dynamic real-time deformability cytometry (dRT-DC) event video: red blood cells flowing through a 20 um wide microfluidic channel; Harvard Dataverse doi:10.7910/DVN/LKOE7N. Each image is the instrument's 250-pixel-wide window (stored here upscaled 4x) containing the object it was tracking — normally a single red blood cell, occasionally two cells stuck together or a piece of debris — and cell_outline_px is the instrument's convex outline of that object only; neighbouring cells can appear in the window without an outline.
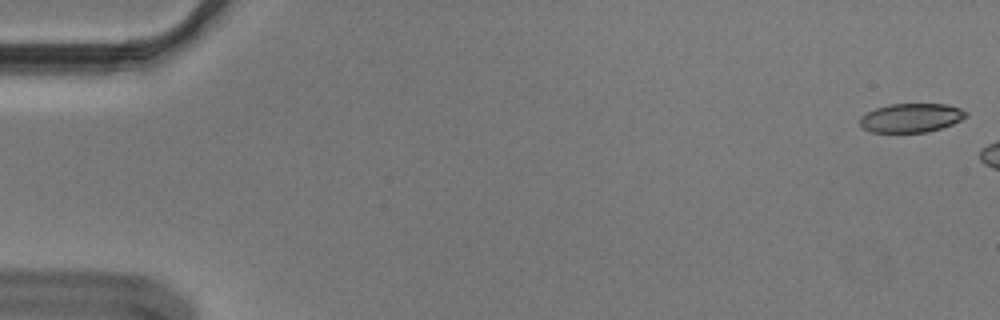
{"species": "Egyptian fruit bat (a non-hibernating species)", "species_latin": "Rousettus aegyptiacus", "temperature_condition": "cold", "stored_images_in_passage": 14, "camera_frame_rate_fps": 3000, "um_per_image_px": 0.085, "animal": {"sex": "male"}, "frame": {"image": 1, "passage_image": 1, "time_ms": 0.0, "image_size_px": [1000, 320], "cell_outline_px": [[968, 116], [952, 124], [928, 132], [872, 132], [864, 128], [860, 124], [860, 116], [876, 108], [888, 104], [948, 104], [960, 108], [968, 112]], "centroid_in_image_um": [77.47, 10.01], "position_along_channel_um": 7.5, "area_um2": 17.86}}